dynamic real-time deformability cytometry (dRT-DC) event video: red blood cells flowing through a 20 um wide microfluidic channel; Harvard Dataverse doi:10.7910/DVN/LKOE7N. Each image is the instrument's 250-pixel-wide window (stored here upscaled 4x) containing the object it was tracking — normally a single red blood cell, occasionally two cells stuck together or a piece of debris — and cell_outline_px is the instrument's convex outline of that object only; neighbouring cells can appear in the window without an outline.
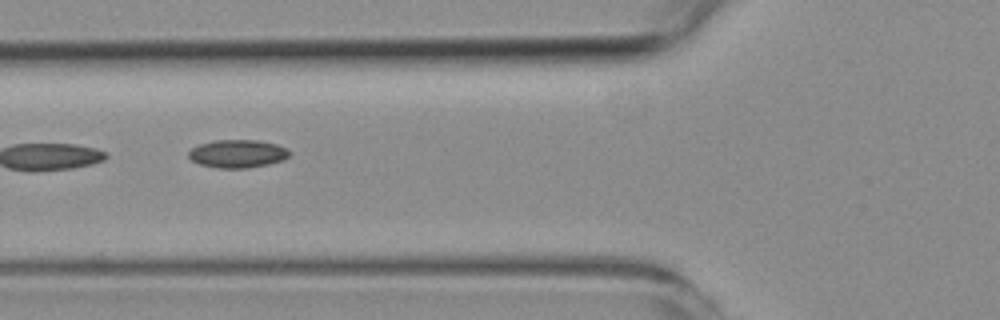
{"species": "common noctule bat (a hibernating species)", "species_latin": "Nyctalus noctula", "temperature_condition": "room temperature", "stored_images_in_passage": 8, "camera_frame_rate_fps": 3000, "um_per_image_px": 0.085, "animal": {"sex": "female", "body_mass_g": 19.3, "forearm_length_mm": 54.1}, "frame": {"image": 1, "passage_image": 6, "time_ms": 5.667, "image_size_px": [1000, 320], "cell_outline_px": [[292, 152], [284, 160], [268, 164], [248, 168], [216, 168], [200, 164], [192, 160], [188, 156], [188, 152], [192, 148], [200, 144], [212, 140], [260, 140], [276, 144], [288, 148]], "centroid_in_image_um": [20.22, 13.06], "position_along_channel_um": 105.6, "area_um2": 16.65}}
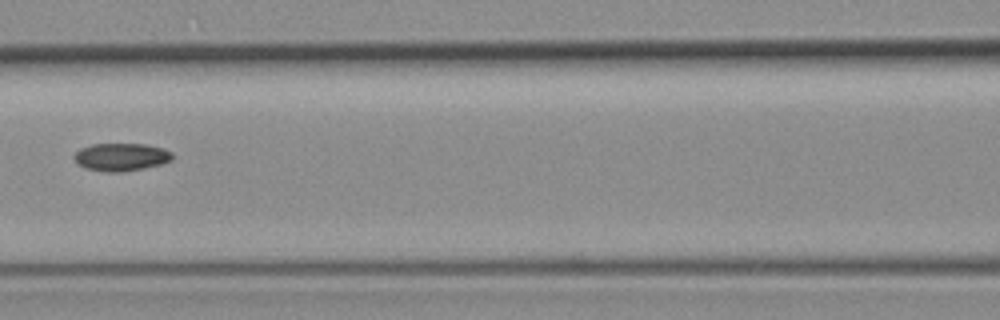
{"frame": {"image": 2, "passage_image": 7, "time_ms": 7.0, "image_size_px": [1000, 320], "cell_outline_px": [[172, 160], [160, 164], [144, 168], [124, 172], [104, 172], [84, 168], [76, 164], [72, 156], [80, 148], [92, 144], [144, 144], [164, 148], [172, 152]], "centroid_in_image_um": [10.25, 13.35], "position_along_channel_um": 156.3, "area_um2": 16.13}}
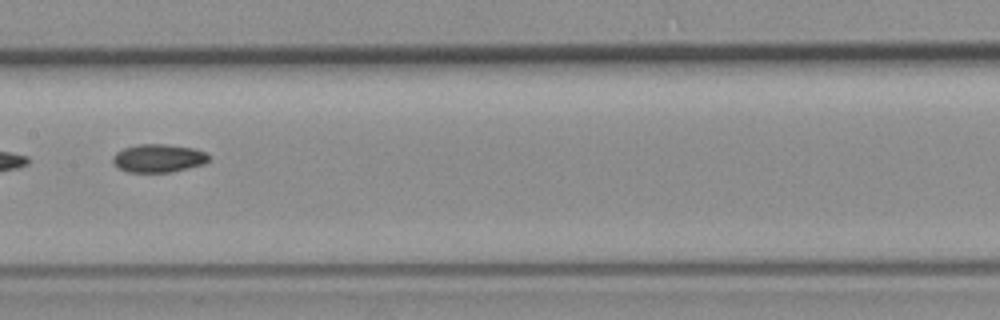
{"frame": {"image": 3, "passage_image": 8, "time_ms": 8.0, "image_size_px": [1000, 320], "cell_outline_px": [[212, 156], [204, 164], [168, 172], [128, 172], [112, 164], [112, 156], [116, 152], [124, 148], [140, 144], [164, 144], [196, 148]], "centroid_in_image_um": [13.46, 13.44], "position_along_channel_um": 193.9, "area_um2": 15.78}}